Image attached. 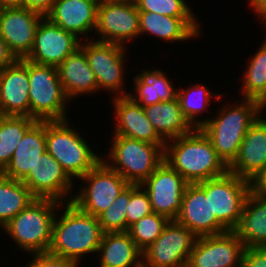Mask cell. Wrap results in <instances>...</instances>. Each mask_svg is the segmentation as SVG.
<instances>
[{"label":"cell","mask_w":266,"mask_h":267,"mask_svg":"<svg viewBox=\"0 0 266 267\" xmlns=\"http://www.w3.org/2000/svg\"><path fill=\"white\" fill-rule=\"evenodd\" d=\"M242 267H266V247L245 248Z\"/></svg>","instance_id":"cell-39"},{"label":"cell","mask_w":266,"mask_h":267,"mask_svg":"<svg viewBox=\"0 0 266 267\" xmlns=\"http://www.w3.org/2000/svg\"><path fill=\"white\" fill-rule=\"evenodd\" d=\"M233 232L245 248L266 247V199L249 192Z\"/></svg>","instance_id":"cell-28"},{"label":"cell","mask_w":266,"mask_h":267,"mask_svg":"<svg viewBox=\"0 0 266 267\" xmlns=\"http://www.w3.org/2000/svg\"><path fill=\"white\" fill-rule=\"evenodd\" d=\"M16 60L17 58L10 51L4 39L0 36V70H3L4 68L13 64Z\"/></svg>","instance_id":"cell-42"},{"label":"cell","mask_w":266,"mask_h":267,"mask_svg":"<svg viewBox=\"0 0 266 267\" xmlns=\"http://www.w3.org/2000/svg\"><path fill=\"white\" fill-rule=\"evenodd\" d=\"M175 221L187 227L197 237L228 232L215 214L211 213L210 195H206L197 184L186 186Z\"/></svg>","instance_id":"cell-18"},{"label":"cell","mask_w":266,"mask_h":267,"mask_svg":"<svg viewBox=\"0 0 266 267\" xmlns=\"http://www.w3.org/2000/svg\"><path fill=\"white\" fill-rule=\"evenodd\" d=\"M36 121L28 116L0 115V173L10 163L26 131Z\"/></svg>","instance_id":"cell-33"},{"label":"cell","mask_w":266,"mask_h":267,"mask_svg":"<svg viewBox=\"0 0 266 267\" xmlns=\"http://www.w3.org/2000/svg\"><path fill=\"white\" fill-rule=\"evenodd\" d=\"M110 149L102 160L130 185H141L164 161L165 144H151L113 135Z\"/></svg>","instance_id":"cell-6"},{"label":"cell","mask_w":266,"mask_h":267,"mask_svg":"<svg viewBox=\"0 0 266 267\" xmlns=\"http://www.w3.org/2000/svg\"><path fill=\"white\" fill-rule=\"evenodd\" d=\"M98 4L99 0H55L46 17L81 41L90 40L97 25Z\"/></svg>","instance_id":"cell-21"},{"label":"cell","mask_w":266,"mask_h":267,"mask_svg":"<svg viewBox=\"0 0 266 267\" xmlns=\"http://www.w3.org/2000/svg\"><path fill=\"white\" fill-rule=\"evenodd\" d=\"M28 77L30 117L37 121L69 119L67 109L71 100L66 96L57 68L28 60Z\"/></svg>","instance_id":"cell-7"},{"label":"cell","mask_w":266,"mask_h":267,"mask_svg":"<svg viewBox=\"0 0 266 267\" xmlns=\"http://www.w3.org/2000/svg\"><path fill=\"white\" fill-rule=\"evenodd\" d=\"M28 60L17 59L0 70L1 115L30 117Z\"/></svg>","instance_id":"cell-20"},{"label":"cell","mask_w":266,"mask_h":267,"mask_svg":"<svg viewBox=\"0 0 266 267\" xmlns=\"http://www.w3.org/2000/svg\"><path fill=\"white\" fill-rule=\"evenodd\" d=\"M46 149L45 121H36L25 133L10 163L1 172L4 177L22 181Z\"/></svg>","instance_id":"cell-24"},{"label":"cell","mask_w":266,"mask_h":267,"mask_svg":"<svg viewBox=\"0 0 266 267\" xmlns=\"http://www.w3.org/2000/svg\"><path fill=\"white\" fill-rule=\"evenodd\" d=\"M22 182L35 198L53 199L60 203L72 202L76 184L48 152L40 156Z\"/></svg>","instance_id":"cell-13"},{"label":"cell","mask_w":266,"mask_h":267,"mask_svg":"<svg viewBox=\"0 0 266 267\" xmlns=\"http://www.w3.org/2000/svg\"><path fill=\"white\" fill-rule=\"evenodd\" d=\"M180 89V90H179ZM177 88V98L179 100L181 111L185 118L194 128H200L205 124V119L201 116V113L208 112L211 99L215 101H222L224 99V93L210 90L208 86L203 83H197L192 86L188 85L187 88ZM223 97V99H221Z\"/></svg>","instance_id":"cell-30"},{"label":"cell","mask_w":266,"mask_h":267,"mask_svg":"<svg viewBox=\"0 0 266 267\" xmlns=\"http://www.w3.org/2000/svg\"><path fill=\"white\" fill-rule=\"evenodd\" d=\"M151 202L141 185H130V200L127 204V232L129 227L142 217L152 213Z\"/></svg>","instance_id":"cell-37"},{"label":"cell","mask_w":266,"mask_h":267,"mask_svg":"<svg viewBox=\"0 0 266 267\" xmlns=\"http://www.w3.org/2000/svg\"><path fill=\"white\" fill-rule=\"evenodd\" d=\"M103 233L98 217L84 213L72 202L61 203L53 222L48 252L81 266L82 258L97 254Z\"/></svg>","instance_id":"cell-1"},{"label":"cell","mask_w":266,"mask_h":267,"mask_svg":"<svg viewBox=\"0 0 266 267\" xmlns=\"http://www.w3.org/2000/svg\"><path fill=\"white\" fill-rule=\"evenodd\" d=\"M82 184L75 191L72 203L84 213L98 217L130 184L101 160L80 178ZM84 182V183H83Z\"/></svg>","instance_id":"cell-9"},{"label":"cell","mask_w":266,"mask_h":267,"mask_svg":"<svg viewBox=\"0 0 266 267\" xmlns=\"http://www.w3.org/2000/svg\"><path fill=\"white\" fill-rule=\"evenodd\" d=\"M35 199L22 181L4 177L0 173V228Z\"/></svg>","instance_id":"cell-32"},{"label":"cell","mask_w":266,"mask_h":267,"mask_svg":"<svg viewBox=\"0 0 266 267\" xmlns=\"http://www.w3.org/2000/svg\"><path fill=\"white\" fill-rule=\"evenodd\" d=\"M130 200V185L99 216L102 231L127 232L126 209Z\"/></svg>","instance_id":"cell-35"},{"label":"cell","mask_w":266,"mask_h":267,"mask_svg":"<svg viewBox=\"0 0 266 267\" xmlns=\"http://www.w3.org/2000/svg\"><path fill=\"white\" fill-rule=\"evenodd\" d=\"M99 2H136V0H99Z\"/></svg>","instance_id":"cell-45"},{"label":"cell","mask_w":266,"mask_h":267,"mask_svg":"<svg viewBox=\"0 0 266 267\" xmlns=\"http://www.w3.org/2000/svg\"><path fill=\"white\" fill-rule=\"evenodd\" d=\"M248 61L243 72L241 89L237 93L241 98L255 99L261 104L266 100V37Z\"/></svg>","instance_id":"cell-31"},{"label":"cell","mask_w":266,"mask_h":267,"mask_svg":"<svg viewBox=\"0 0 266 267\" xmlns=\"http://www.w3.org/2000/svg\"><path fill=\"white\" fill-rule=\"evenodd\" d=\"M143 108L148 120L165 141L178 138L195 129L181 111L177 97L171 101H162Z\"/></svg>","instance_id":"cell-29"},{"label":"cell","mask_w":266,"mask_h":267,"mask_svg":"<svg viewBox=\"0 0 266 267\" xmlns=\"http://www.w3.org/2000/svg\"><path fill=\"white\" fill-rule=\"evenodd\" d=\"M169 221L165 216L152 212L132 224L128 233L136 246L143 251L161 235Z\"/></svg>","instance_id":"cell-34"},{"label":"cell","mask_w":266,"mask_h":267,"mask_svg":"<svg viewBox=\"0 0 266 267\" xmlns=\"http://www.w3.org/2000/svg\"><path fill=\"white\" fill-rule=\"evenodd\" d=\"M139 34V10L135 2H99L97 25L92 35L95 38L91 36V39L127 47Z\"/></svg>","instance_id":"cell-12"},{"label":"cell","mask_w":266,"mask_h":267,"mask_svg":"<svg viewBox=\"0 0 266 267\" xmlns=\"http://www.w3.org/2000/svg\"><path fill=\"white\" fill-rule=\"evenodd\" d=\"M263 110H266V100L262 103Z\"/></svg>","instance_id":"cell-46"},{"label":"cell","mask_w":266,"mask_h":267,"mask_svg":"<svg viewBox=\"0 0 266 267\" xmlns=\"http://www.w3.org/2000/svg\"><path fill=\"white\" fill-rule=\"evenodd\" d=\"M113 120L115 126L113 135H122L151 144H166L148 120L143 106L134 102L129 96L111 98Z\"/></svg>","instance_id":"cell-19"},{"label":"cell","mask_w":266,"mask_h":267,"mask_svg":"<svg viewBox=\"0 0 266 267\" xmlns=\"http://www.w3.org/2000/svg\"><path fill=\"white\" fill-rule=\"evenodd\" d=\"M197 17H171L158 13L139 11L140 36L152 35L158 40L180 43L198 39L203 32ZM201 29V30H200ZM148 33V34H147Z\"/></svg>","instance_id":"cell-23"},{"label":"cell","mask_w":266,"mask_h":267,"mask_svg":"<svg viewBox=\"0 0 266 267\" xmlns=\"http://www.w3.org/2000/svg\"><path fill=\"white\" fill-rule=\"evenodd\" d=\"M224 103L227 104L220 106L213 117L205 116V124L200 129L211 141L217 155L229 166L237 157L249 127L264 110L262 104L255 99L240 98L233 104Z\"/></svg>","instance_id":"cell-3"},{"label":"cell","mask_w":266,"mask_h":267,"mask_svg":"<svg viewBox=\"0 0 266 267\" xmlns=\"http://www.w3.org/2000/svg\"><path fill=\"white\" fill-rule=\"evenodd\" d=\"M263 114L249 127L237 157L228 166L230 173L248 181L266 168V115Z\"/></svg>","instance_id":"cell-22"},{"label":"cell","mask_w":266,"mask_h":267,"mask_svg":"<svg viewBox=\"0 0 266 267\" xmlns=\"http://www.w3.org/2000/svg\"><path fill=\"white\" fill-rule=\"evenodd\" d=\"M196 184L210 195L211 213L228 231H233L250 192L249 181L228 171L223 176Z\"/></svg>","instance_id":"cell-10"},{"label":"cell","mask_w":266,"mask_h":267,"mask_svg":"<svg viewBox=\"0 0 266 267\" xmlns=\"http://www.w3.org/2000/svg\"><path fill=\"white\" fill-rule=\"evenodd\" d=\"M26 267H80L74 260L50 254L49 252L31 255Z\"/></svg>","instance_id":"cell-38"},{"label":"cell","mask_w":266,"mask_h":267,"mask_svg":"<svg viewBox=\"0 0 266 267\" xmlns=\"http://www.w3.org/2000/svg\"><path fill=\"white\" fill-rule=\"evenodd\" d=\"M139 11H148L171 17H195L187 0H136Z\"/></svg>","instance_id":"cell-36"},{"label":"cell","mask_w":266,"mask_h":267,"mask_svg":"<svg viewBox=\"0 0 266 267\" xmlns=\"http://www.w3.org/2000/svg\"><path fill=\"white\" fill-rule=\"evenodd\" d=\"M55 0H25V7L46 17L52 10Z\"/></svg>","instance_id":"cell-41"},{"label":"cell","mask_w":266,"mask_h":267,"mask_svg":"<svg viewBox=\"0 0 266 267\" xmlns=\"http://www.w3.org/2000/svg\"><path fill=\"white\" fill-rule=\"evenodd\" d=\"M245 245L233 231L198 237L186 267H242Z\"/></svg>","instance_id":"cell-14"},{"label":"cell","mask_w":266,"mask_h":267,"mask_svg":"<svg viewBox=\"0 0 266 267\" xmlns=\"http://www.w3.org/2000/svg\"><path fill=\"white\" fill-rule=\"evenodd\" d=\"M66 96L73 100L99 92L95 73L91 70L84 51L79 47L57 67Z\"/></svg>","instance_id":"cell-25"},{"label":"cell","mask_w":266,"mask_h":267,"mask_svg":"<svg viewBox=\"0 0 266 267\" xmlns=\"http://www.w3.org/2000/svg\"><path fill=\"white\" fill-rule=\"evenodd\" d=\"M97 254L99 267H142V251L128 232H105Z\"/></svg>","instance_id":"cell-27"},{"label":"cell","mask_w":266,"mask_h":267,"mask_svg":"<svg viewBox=\"0 0 266 267\" xmlns=\"http://www.w3.org/2000/svg\"><path fill=\"white\" fill-rule=\"evenodd\" d=\"M197 236L170 220L161 235L142 251V267H185Z\"/></svg>","instance_id":"cell-11"},{"label":"cell","mask_w":266,"mask_h":267,"mask_svg":"<svg viewBox=\"0 0 266 267\" xmlns=\"http://www.w3.org/2000/svg\"><path fill=\"white\" fill-rule=\"evenodd\" d=\"M189 183L166 162H162L141 186L147 192L154 213L175 220Z\"/></svg>","instance_id":"cell-15"},{"label":"cell","mask_w":266,"mask_h":267,"mask_svg":"<svg viewBox=\"0 0 266 267\" xmlns=\"http://www.w3.org/2000/svg\"><path fill=\"white\" fill-rule=\"evenodd\" d=\"M44 17L26 7L0 9V36L17 59L31 52L39 22Z\"/></svg>","instance_id":"cell-17"},{"label":"cell","mask_w":266,"mask_h":267,"mask_svg":"<svg viewBox=\"0 0 266 267\" xmlns=\"http://www.w3.org/2000/svg\"><path fill=\"white\" fill-rule=\"evenodd\" d=\"M0 7H25V0H0Z\"/></svg>","instance_id":"cell-44"},{"label":"cell","mask_w":266,"mask_h":267,"mask_svg":"<svg viewBox=\"0 0 266 267\" xmlns=\"http://www.w3.org/2000/svg\"><path fill=\"white\" fill-rule=\"evenodd\" d=\"M164 162L189 184L220 177L228 172V166L200 128L166 141Z\"/></svg>","instance_id":"cell-2"},{"label":"cell","mask_w":266,"mask_h":267,"mask_svg":"<svg viewBox=\"0 0 266 267\" xmlns=\"http://www.w3.org/2000/svg\"><path fill=\"white\" fill-rule=\"evenodd\" d=\"M133 77L132 90L128 96L143 107L162 101H171L177 97V87L168 78L163 69L145 67ZM134 91V93H133Z\"/></svg>","instance_id":"cell-26"},{"label":"cell","mask_w":266,"mask_h":267,"mask_svg":"<svg viewBox=\"0 0 266 267\" xmlns=\"http://www.w3.org/2000/svg\"><path fill=\"white\" fill-rule=\"evenodd\" d=\"M79 47L84 51L88 64L95 73L98 90L112 92L111 98L128 96L130 89L124 88L128 46L90 39L81 41Z\"/></svg>","instance_id":"cell-8"},{"label":"cell","mask_w":266,"mask_h":267,"mask_svg":"<svg viewBox=\"0 0 266 267\" xmlns=\"http://www.w3.org/2000/svg\"><path fill=\"white\" fill-rule=\"evenodd\" d=\"M61 203L36 198L1 230L20 251L29 255L48 252L52 242L53 222Z\"/></svg>","instance_id":"cell-5"},{"label":"cell","mask_w":266,"mask_h":267,"mask_svg":"<svg viewBox=\"0 0 266 267\" xmlns=\"http://www.w3.org/2000/svg\"><path fill=\"white\" fill-rule=\"evenodd\" d=\"M250 192L257 197L266 199V168L259 171L249 180Z\"/></svg>","instance_id":"cell-40"},{"label":"cell","mask_w":266,"mask_h":267,"mask_svg":"<svg viewBox=\"0 0 266 267\" xmlns=\"http://www.w3.org/2000/svg\"><path fill=\"white\" fill-rule=\"evenodd\" d=\"M74 127L69 119L45 121L47 152L77 181L102 160V155Z\"/></svg>","instance_id":"cell-4"},{"label":"cell","mask_w":266,"mask_h":267,"mask_svg":"<svg viewBox=\"0 0 266 267\" xmlns=\"http://www.w3.org/2000/svg\"><path fill=\"white\" fill-rule=\"evenodd\" d=\"M250 9H253L258 18L263 21V25L266 26V0H247Z\"/></svg>","instance_id":"cell-43"},{"label":"cell","mask_w":266,"mask_h":267,"mask_svg":"<svg viewBox=\"0 0 266 267\" xmlns=\"http://www.w3.org/2000/svg\"><path fill=\"white\" fill-rule=\"evenodd\" d=\"M81 40L44 17L36 30L35 41L25 58L33 63L57 67L79 48Z\"/></svg>","instance_id":"cell-16"}]
</instances>
